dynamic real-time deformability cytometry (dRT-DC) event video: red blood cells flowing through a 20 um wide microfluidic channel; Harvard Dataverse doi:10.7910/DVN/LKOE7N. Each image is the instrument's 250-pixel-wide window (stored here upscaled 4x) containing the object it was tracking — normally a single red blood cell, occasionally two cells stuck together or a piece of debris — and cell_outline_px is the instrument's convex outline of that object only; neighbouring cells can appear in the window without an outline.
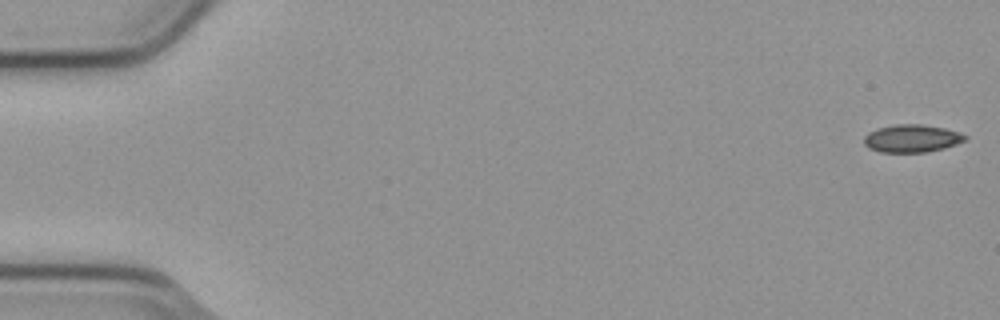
{"species": "common noctule bat (a hibernating species)", "species_latin": "Nyctalus noctula", "temperature_condition": "cold", "stored_images_in_passage": 4, "camera_frame_rate_fps": 3000, "um_per_image_px": 0.085, "animal": {"sex": "male", "body_mass_g": 23.1, "forearm_length_mm": 52.7}, "frame": {"image": 1, "passage_image": 1, "time_ms": 0.0, "image_size_px": [1000, 320], "cell_outline_px": [[968, 136], [964, 140], [956, 144], [944, 148], [928, 152], [880, 152], [868, 148], [864, 144], [864, 136], [868, 132], [876, 128], [896, 124], [920, 124], [944, 128], [960, 132]], "centroid_in_image_um": [77.48, 11.76], "position_along_channel_um": 7.5, "area_um2": 16.42}}
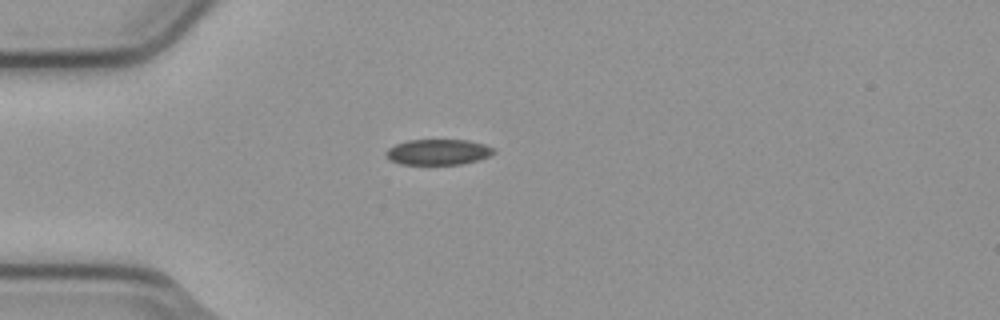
{"frame": {"image": 2, "passage_image": 4, "time_ms": 1.0, "image_size_px": [1000, 320], "cell_outline_px": [[496, 152], [488, 156], [476, 160], [460, 164], [400, 164], [392, 160], [384, 152], [388, 148], [396, 144], [408, 140], [468, 140], [484, 144], [492, 148]], "centroid_in_image_um": [37.23, 12.91], "position_along_channel_um": 47.8, "area_um2": 15.84}}